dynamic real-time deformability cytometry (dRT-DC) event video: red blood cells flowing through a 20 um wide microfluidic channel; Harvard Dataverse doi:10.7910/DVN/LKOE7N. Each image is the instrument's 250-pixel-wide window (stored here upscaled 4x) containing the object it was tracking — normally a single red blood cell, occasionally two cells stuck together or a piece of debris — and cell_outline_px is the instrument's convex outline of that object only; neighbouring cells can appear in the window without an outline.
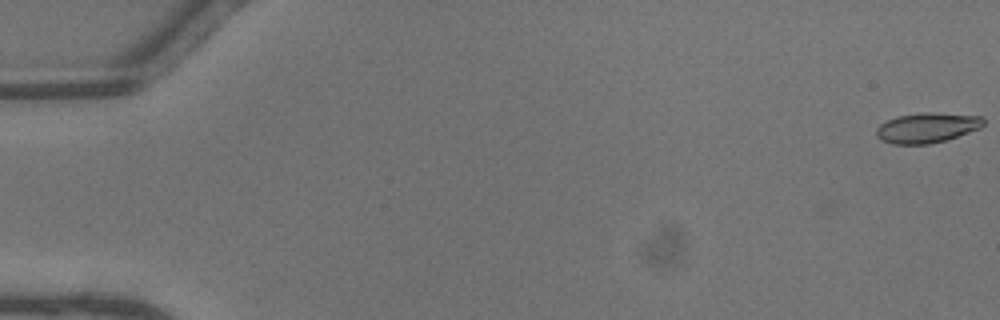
{"species": "common noctule bat (a hibernating species)", "species_latin": "Nyctalus noctula", "temperature_condition": "warm", "stored_images_in_passage": 46, "camera_frame_rate_fps": 3000, "um_per_image_px": 0.085, "animal": {"sex": "male", "body_mass_g": 13.3}, "frame": {"image": 1, "passage_image": 1, "time_ms": 0.0, "image_size_px": [1000, 320], "cell_outline_px": [[984, 124], [980, 128], [944, 140], [928, 144], [892, 144], [880, 140], [876, 136], [876, 128], [880, 124], [888, 120], [900, 116], [928, 112], [984, 116]], "centroid_in_image_um": [78.78, 10.86], "position_along_channel_um": 6.2, "area_um2": 18.55}}
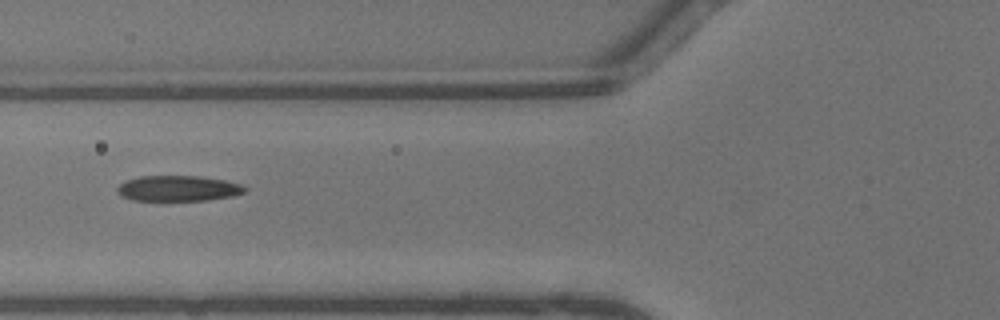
{"frame": {"image": 2, "passage_image": 19, "time_ms": 6.0, "image_size_px": [1000, 320], "cell_outline_px": [[248, 188], [244, 192], [232, 196], [208, 200], [132, 200], [124, 196], [116, 188], [120, 184], [128, 180], [140, 176], [200, 176], [224, 180], [244, 184]], "centroid_in_image_um": [15.22, 16.0], "position_along_channel_um": 110.6, "area_um2": 18.84}}
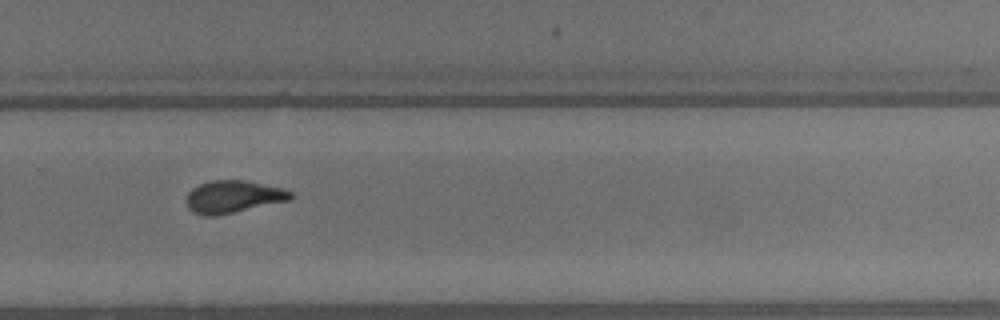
{"frame": {"image": 3, "passage_image": 32, "time_ms": 10.333, "image_size_px": [1000, 320], "cell_outline_px": [[296, 196], [292, 200], [216, 216], [204, 216], [192, 212], [188, 208], [188, 192], [192, 188], [200, 184], [212, 180], [244, 180], [280, 188], [292, 192]], "centroid_in_image_um": [19.85, 16.73], "position_along_channel_um": 310.0, "area_um2": 19.71}, "authors_computed_cell_mechanics": {"area_um2": 19.363, "velocity_mm_per_s": 4.6054, "shape_relaxation_time_tau1_ms": 3.769, "shape_relaxation_time_tau2_ms": 1.3319, "deformation_change_tau1": 0.1756, "deformation_change_tau2": 0.082}}